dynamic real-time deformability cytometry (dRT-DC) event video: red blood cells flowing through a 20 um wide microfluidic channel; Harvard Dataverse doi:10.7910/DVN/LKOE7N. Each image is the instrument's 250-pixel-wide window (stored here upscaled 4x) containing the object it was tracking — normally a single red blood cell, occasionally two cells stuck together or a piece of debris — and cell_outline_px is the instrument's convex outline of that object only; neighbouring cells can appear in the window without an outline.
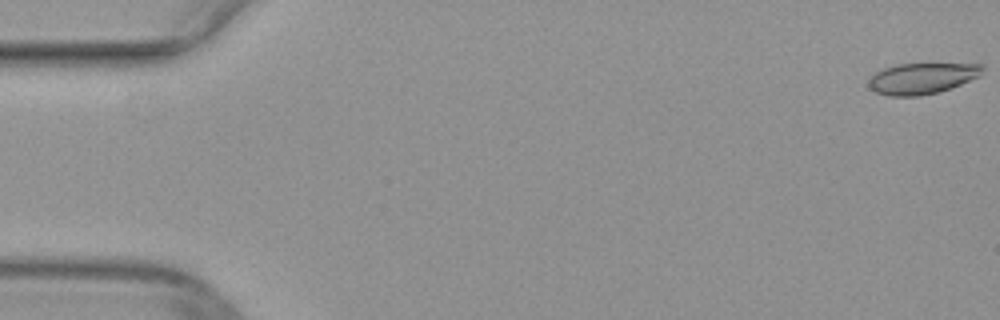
{"species": "common noctule bat (a hibernating species)", "species_latin": "Nyctalus noctula", "temperature_condition": "warm", "stored_images_in_passage": 15, "camera_frame_rate_fps": 3000, "um_per_image_px": 0.085, "animal": {"sex": "female", "body_mass_g": 29.2, "forearm_length_mm": 56.3}, "frame": {"image": 1, "passage_image": 1, "time_ms": 0.0, "image_size_px": [1000, 320], "cell_outline_px": [[984, 68], [980, 76], [940, 92], [920, 96], [888, 96], [876, 92], [868, 84], [868, 80], [876, 72], [884, 68], [896, 64], [984, 64]], "centroid_in_image_um": [78.38, 6.66], "position_along_channel_um": 6.6, "area_um2": 20.52}}
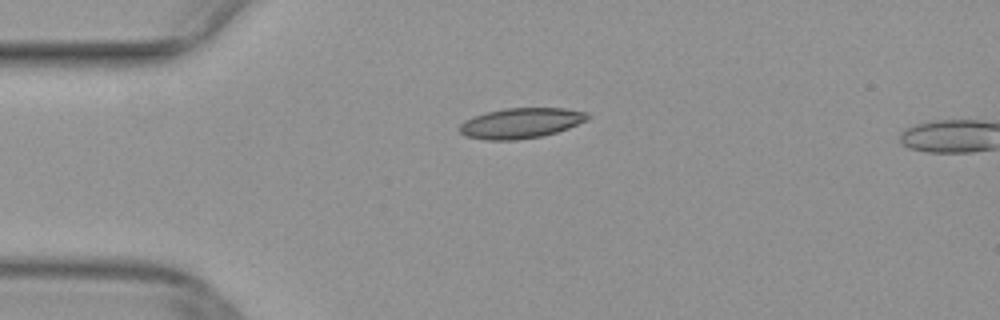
{"frame": {"image": 2, "passage_image": 13, "time_ms": 4.0, "image_size_px": [1000, 320], "cell_outline_px": [[592, 116], [588, 120], [568, 128], [544, 136], [516, 140], [484, 140], [464, 136], [460, 132], [460, 124], [464, 120], [472, 116], [484, 112], [504, 108], [564, 108], [588, 112]], "centroid_in_image_um": [44.27, 10.46], "position_along_channel_um": 40.7, "area_um2": 23.0}}